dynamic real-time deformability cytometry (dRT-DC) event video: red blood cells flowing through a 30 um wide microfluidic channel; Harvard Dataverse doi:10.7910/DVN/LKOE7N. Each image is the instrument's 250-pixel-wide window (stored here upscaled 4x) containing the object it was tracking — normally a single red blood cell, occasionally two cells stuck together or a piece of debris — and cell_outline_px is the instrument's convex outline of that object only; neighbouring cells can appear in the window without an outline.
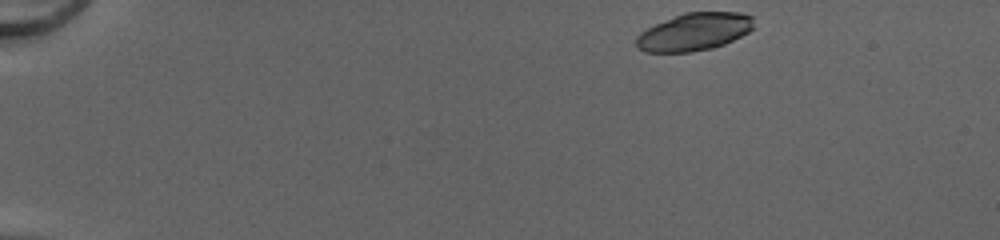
{"species": "common noctule bat (a hibernating species)", "species_latin": "Nyctalus noctula", "temperature_condition": "cold", "stored_images_in_passage": 44, "camera_frame_rate_fps": 3000, "um_per_image_px": 0.085, "animal": {"sex": "female", "body_mass_g": 20.0, "forearm_length_mm": 54.0}, "frame": {"image": 1, "passage_image": 1, "time_ms": 0.0, "image_size_px": [1000, 240], "cell_outline_px": [[752, 28], [748, 32], [724, 44], [712, 48], [688, 52], [644, 52], [636, 44], [636, 36], [640, 32], [656, 24], [684, 12], [740, 12], [752, 16]], "centroid_in_image_um": [59.0, 2.7], "position_along_channel_um": 26.0, "area_um2": 25.49}}
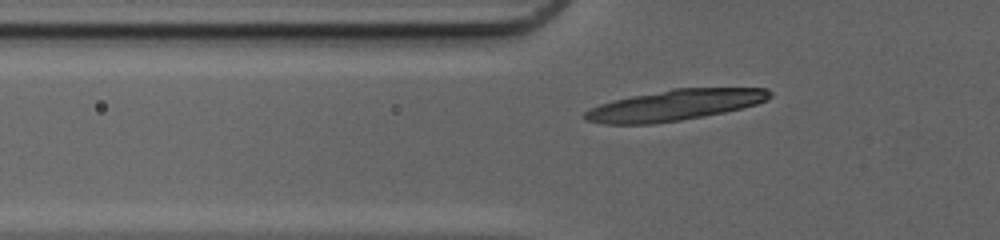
{"frame": {"image": 2, "passage_image": 12, "time_ms": 3.667, "image_size_px": [1000, 240], "cell_outline_px": [[772, 96], [768, 100], [756, 104], [724, 112], [704, 116], [680, 120], [652, 124], [604, 124], [584, 120], [580, 116], [584, 112], [600, 104], [612, 100], [672, 88], [768, 88], [772, 92]], "centroid_in_image_um": [57.34, 8.94], "position_along_channel_um": 68.5, "area_um2": 33.29}}
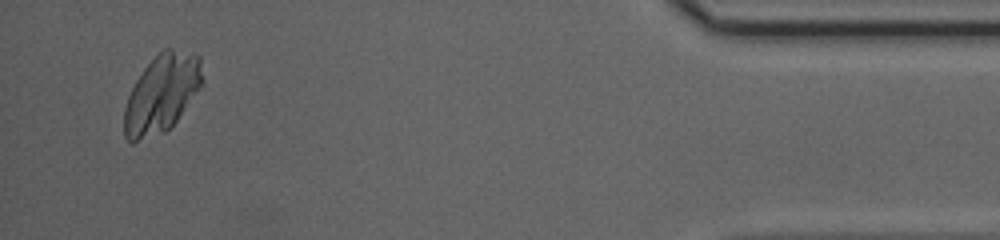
{"frame": {"image": 3, "passage_image": 42, "time_ms": 13.667, "image_size_px": [1000, 240], "cell_outline_px": [[200, 84], [176, 120], [164, 132], [132, 144], [124, 136], [124, 108], [128, 96], [136, 80], [144, 68], [164, 48], [172, 48], [196, 52], [200, 56]], "centroid_in_image_um": [13.69, 7.95], "position_along_channel_um": 421.5, "area_um2": 34.91}}